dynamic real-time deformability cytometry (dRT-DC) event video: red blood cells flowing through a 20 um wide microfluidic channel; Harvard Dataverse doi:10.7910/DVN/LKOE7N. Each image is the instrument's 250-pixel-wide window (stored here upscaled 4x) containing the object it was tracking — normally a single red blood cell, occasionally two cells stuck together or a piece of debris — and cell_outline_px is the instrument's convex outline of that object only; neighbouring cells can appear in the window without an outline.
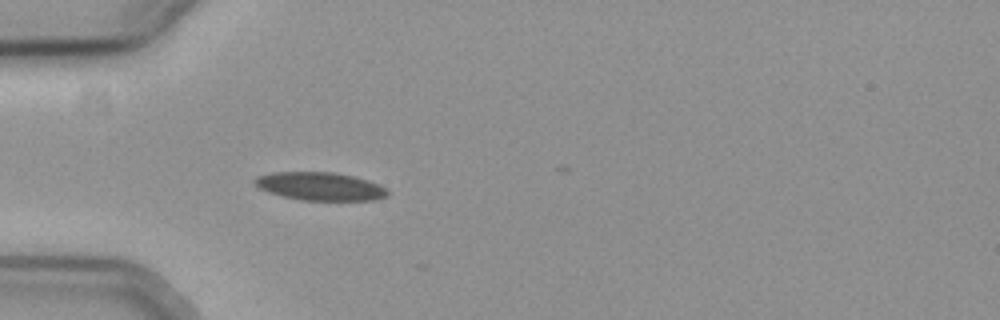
{"species": "common noctule bat (a hibernating species)", "species_latin": "Nyctalus noctula", "temperature_condition": "cold", "stored_images_in_passage": 5, "camera_frame_rate_fps": 3000, "um_per_image_px": 0.085, "animal": {"sex": "female", "body_mass_g": 19.3, "forearm_length_mm": 54.1}, "frame": {"image": 1, "passage_image": 1, "time_ms": 0.0, "image_size_px": [1000, 320], "cell_outline_px": [[388, 196], [372, 200], [300, 200], [268, 192], [260, 188], [252, 180], [256, 176], [272, 172], [332, 172], [352, 176], [368, 180], [380, 184], [388, 188]], "centroid_in_image_um": [27.22, 15.83], "position_along_channel_um": 57.8, "area_um2": 21.79}}